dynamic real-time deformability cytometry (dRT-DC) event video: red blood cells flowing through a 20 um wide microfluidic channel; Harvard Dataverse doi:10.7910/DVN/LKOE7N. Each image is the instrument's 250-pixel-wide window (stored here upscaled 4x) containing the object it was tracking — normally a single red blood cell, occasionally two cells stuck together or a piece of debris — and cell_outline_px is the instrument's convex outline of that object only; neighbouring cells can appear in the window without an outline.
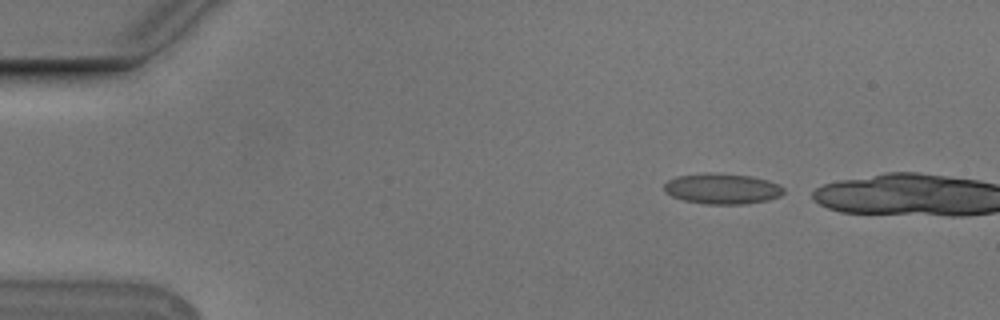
{"species": "Egyptian fruit bat (a non-hibernating species)", "species_latin": "Rousettus aegyptiacus", "temperature_condition": "cold", "stored_images_in_passage": 3, "camera_frame_rate_fps": 3000, "um_per_image_px": 0.085, "animal": {"sex": "male"}, "frame": {"image": 1, "passage_image": 1, "time_ms": 0.0, "image_size_px": [1000, 320], "cell_outline_px": [[784, 192], [780, 196], [768, 200], [748, 204], [704, 204], [684, 200], [672, 196], [664, 192], [664, 184], [668, 180], [676, 176], [704, 172], [712, 172], [752, 176], [768, 180], [784, 188]], "centroid_in_image_um": [61.37, 16.03], "position_along_channel_um": 23.6, "area_um2": 21.56}}